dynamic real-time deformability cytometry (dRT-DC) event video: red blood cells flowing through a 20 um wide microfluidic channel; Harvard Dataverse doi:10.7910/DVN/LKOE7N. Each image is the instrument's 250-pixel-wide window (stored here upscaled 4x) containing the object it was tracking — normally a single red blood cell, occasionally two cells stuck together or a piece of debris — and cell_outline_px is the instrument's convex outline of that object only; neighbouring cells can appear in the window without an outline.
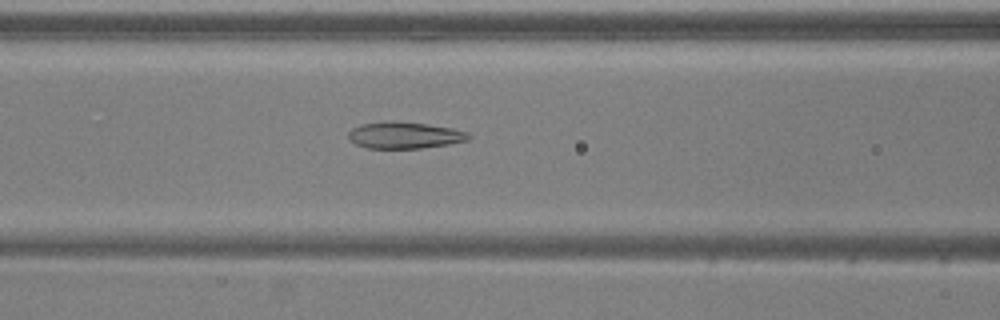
{"species": "common noctule bat (a hibernating species)", "species_latin": "Nyctalus noctula", "temperature_condition": "warm", "stored_images_in_passage": 46, "camera_frame_rate_fps": 3000, "um_per_image_px": 0.085, "animal": {"sex": "male", "body_mass_g": 20.5, "forearm_length_mm": 52.5}, "frame": {"image": 1, "passage_image": 15, "time_ms": 4.667, "image_size_px": [1000, 320], "cell_outline_px": [[472, 136], [468, 140], [448, 144], [420, 148], [368, 148], [356, 144], [348, 140], [348, 132], [352, 128], [360, 124], [388, 120], [392, 120], [424, 124], [452, 128], [468, 132]], "centroid_in_image_um": [34.35, 11.48], "position_along_channel_um": 132.2, "area_um2": 18.73}}
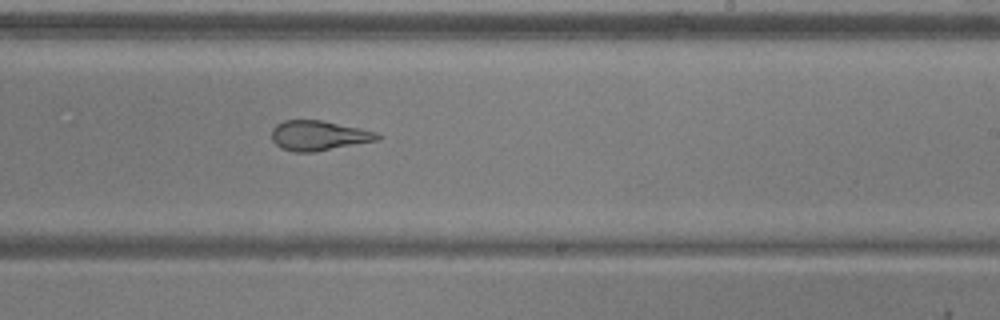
{"frame": {"image": 2, "passage_image": 25, "time_ms": 8.0, "image_size_px": [1000, 320], "cell_outline_px": [[380, 140], [312, 152], [292, 152], [280, 148], [272, 140], [272, 128], [276, 124], [284, 120], [320, 120], [360, 128], [376, 132], [380, 136]], "centroid_in_image_um": [27.06, 11.52], "position_along_channel_um": 261.9, "area_um2": 18.38}}
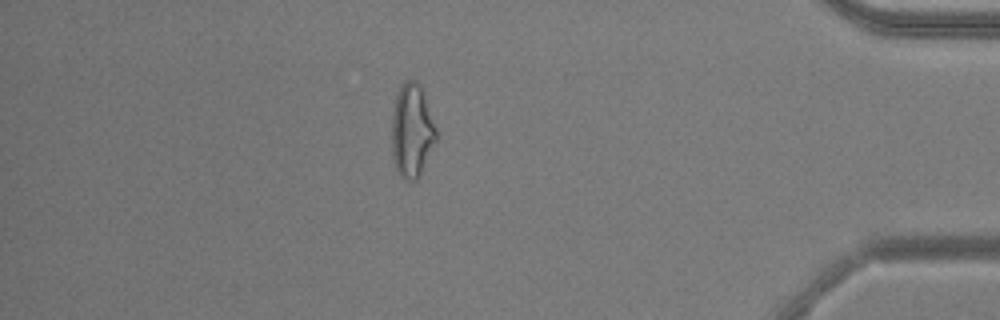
{"frame": {"image": 3, "passage_image": 39, "time_ms": 12.667, "image_size_px": [1000, 320], "cell_outline_px": [[436, 140], [420, 176], [416, 180], [408, 180], [400, 176], [396, 168], [392, 156], [392, 108], [400, 84], [404, 80], [416, 80], [420, 84], [436, 128]], "centroid_in_image_um": [34.99, 11.09], "position_along_channel_um": 400.2, "area_um2": 24.28}, "authors_computed_cell_mechanics": {"area_um2": 21.5305, "velocity_mm_per_s": 3.8884, "shape_relaxation_time_tau1_ms": 7.2805, "shape_relaxation_time_tau2_ms": 1.4825, "deformation_change_tau1": 0.227, "deformation_change_tau2": 0.0934}}